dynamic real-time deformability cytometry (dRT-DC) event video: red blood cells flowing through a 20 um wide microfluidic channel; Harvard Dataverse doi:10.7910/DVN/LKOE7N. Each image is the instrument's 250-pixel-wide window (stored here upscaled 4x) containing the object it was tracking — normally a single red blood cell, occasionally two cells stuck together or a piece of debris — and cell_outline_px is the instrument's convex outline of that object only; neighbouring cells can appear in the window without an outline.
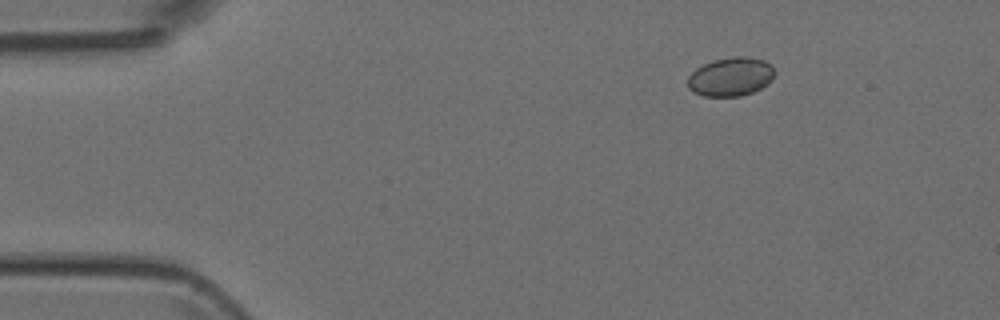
{"species": "Egyptian fruit bat (a non-hibernating species)", "species_latin": "Rousettus aegyptiacus", "temperature_condition": "room temperature", "stored_images_in_passage": 4, "camera_frame_rate_fps": 3000, "um_per_image_px": 0.085, "animal": {"sex": "female"}, "frame": {"image": 1, "passage_image": 2, "time_ms": 2.333, "image_size_px": [1000, 320], "cell_outline_px": [[776, 72], [772, 80], [768, 84], [752, 92], [740, 96], [704, 96], [692, 92], [688, 88], [688, 76], [696, 68], [712, 60], [736, 56], [744, 56], [764, 60], [772, 64]], "centroid_in_image_um": [62.13, 6.52], "position_along_channel_um": 22.9, "area_um2": 19.83}}